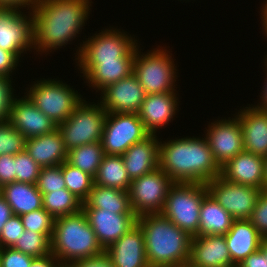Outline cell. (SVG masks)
I'll return each mask as SVG.
<instances>
[{"mask_svg":"<svg viewBox=\"0 0 267 267\" xmlns=\"http://www.w3.org/2000/svg\"><path fill=\"white\" fill-rule=\"evenodd\" d=\"M89 4V0H40L32 10L33 47L55 50L75 38L88 18Z\"/></svg>","mask_w":267,"mask_h":267,"instance_id":"obj_1","label":"cell"},{"mask_svg":"<svg viewBox=\"0 0 267 267\" xmlns=\"http://www.w3.org/2000/svg\"><path fill=\"white\" fill-rule=\"evenodd\" d=\"M202 139L185 137L163 144L159 142V167L174 182L180 183L206 184L220 176L221 167L206 138Z\"/></svg>","mask_w":267,"mask_h":267,"instance_id":"obj_2","label":"cell"},{"mask_svg":"<svg viewBox=\"0 0 267 267\" xmlns=\"http://www.w3.org/2000/svg\"><path fill=\"white\" fill-rule=\"evenodd\" d=\"M143 231L150 267H165L188 262L192 237L162 213L137 217Z\"/></svg>","mask_w":267,"mask_h":267,"instance_id":"obj_3","label":"cell"},{"mask_svg":"<svg viewBox=\"0 0 267 267\" xmlns=\"http://www.w3.org/2000/svg\"><path fill=\"white\" fill-rule=\"evenodd\" d=\"M103 251L82 210L55 218L51 253L59 262L73 263L82 258L99 255Z\"/></svg>","mask_w":267,"mask_h":267,"instance_id":"obj_4","label":"cell"},{"mask_svg":"<svg viewBox=\"0 0 267 267\" xmlns=\"http://www.w3.org/2000/svg\"><path fill=\"white\" fill-rule=\"evenodd\" d=\"M208 193L204 183L175 182L169 189L162 214L191 237L198 236L200 207Z\"/></svg>","mask_w":267,"mask_h":267,"instance_id":"obj_5","label":"cell"},{"mask_svg":"<svg viewBox=\"0 0 267 267\" xmlns=\"http://www.w3.org/2000/svg\"><path fill=\"white\" fill-rule=\"evenodd\" d=\"M85 102L82 100L73 113L57 126L67 151L102 140L108 113L101 104L91 105Z\"/></svg>","mask_w":267,"mask_h":267,"instance_id":"obj_6","label":"cell"},{"mask_svg":"<svg viewBox=\"0 0 267 267\" xmlns=\"http://www.w3.org/2000/svg\"><path fill=\"white\" fill-rule=\"evenodd\" d=\"M133 40L126 33L106 29L83 42L78 51L81 73L86 76L100 62L123 61L138 46Z\"/></svg>","mask_w":267,"mask_h":267,"instance_id":"obj_7","label":"cell"},{"mask_svg":"<svg viewBox=\"0 0 267 267\" xmlns=\"http://www.w3.org/2000/svg\"><path fill=\"white\" fill-rule=\"evenodd\" d=\"M27 93L31 102L57 126L64 122L82 101L77 91L55 80L37 81Z\"/></svg>","mask_w":267,"mask_h":267,"instance_id":"obj_8","label":"cell"},{"mask_svg":"<svg viewBox=\"0 0 267 267\" xmlns=\"http://www.w3.org/2000/svg\"><path fill=\"white\" fill-rule=\"evenodd\" d=\"M145 55V56H144ZM164 49L152 50L139 55L138 48L133 62V74L137 77L146 95L174 91V61Z\"/></svg>","mask_w":267,"mask_h":267,"instance_id":"obj_9","label":"cell"},{"mask_svg":"<svg viewBox=\"0 0 267 267\" xmlns=\"http://www.w3.org/2000/svg\"><path fill=\"white\" fill-rule=\"evenodd\" d=\"M175 182L160 168L131 180L130 206L137 217L162 213L167 194Z\"/></svg>","mask_w":267,"mask_h":267,"instance_id":"obj_10","label":"cell"},{"mask_svg":"<svg viewBox=\"0 0 267 267\" xmlns=\"http://www.w3.org/2000/svg\"><path fill=\"white\" fill-rule=\"evenodd\" d=\"M149 135L138 113H108L101 144L106 155H122Z\"/></svg>","mask_w":267,"mask_h":267,"instance_id":"obj_11","label":"cell"},{"mask_svg":"<svg viewBox=\"0 0 267 267\" xmlns=\"http://www.w3.org/2000/svg\"><path fill=\"white\" fill-rule=\"evenodd\" d=\"M209 194L234 218L249 220L262 190L215 177L206 183Z\"/></svg>","mask_w":267,"mask_h":267,"instance_id":"obj_12","label":"cell"},{"mask_svg":"<svg viewBox=\"0 0 267 267\" xmlns=\"http://www.w3.org/2000/svg\"><path fill=\"white\" fill-rule=\"evenodd\" d=\"M18 9L0 7V48L19 54L33 45V17L22 15ZM25 16V17H24ZM28 19V20H27Z\"/></svg>","mask_w":267,"mask_h":267,"instance_id":"obj_13","label":"cell"},{"mask_svg":"<svg viewBox=\"0 0 267 267\" xmlns=\"http://www.w3.org/2000/svg\"><path fill=\"white\" fill-rule=\"evenodd\" d=\"M104 251L137 224L135 213H115L97 208H82Z\"/></svg>","mask_w":267,"mask_h":267,"instance_id":"obj_14","label":"cell"},{"mask_svg":"<svg viewBox=\"0 0 267 267\" xmlns=\"http://www.w3.org/2000/svg\"><path fill=\"white\" fill-rule=\"evenodd\" d=\"M211 124L204 138L210 146L215 161L221 167L244 151L242 129L236 116L232 120H219Z\"/></svg>","mask_w":267,"mask_h":267,"instance_id":"obj_15","label":"cell"},{"mask_svg":"<svg viewBox=\"0 0 267 267\" xmlns=\"http://www.w3.org/2000/svg\"><path fill=\"white\" fill-rule=\"evenodd\" d=\"M100 104L107 113H138L146 93L132 73L102 90Z\"/></svg>","mask_w":267,"mask_h":267,"instance_id":"obj_16","label":"cell"},{"mask_svg":"<svg viewBox=\"0 0 267 267\" xmlns=\"http://www.w3.org/2000/svg\"><path fill=\"white\" fill-rule=\"evenodd\" d=\"M8 122L26 139L48 134L57 129V125L45 116L27 96L21 99L15 98Z\"/></svg>","mask_w":267,"mask_h":267,"instance_id":"obj_17","label":"cell"},{"mask_svg":"<svg viewBox=\"0 0 267 267\" xmlns=\"http://www.w3.org/2000/svg\"><path fill=\"white\" fill-rule=\"evenodd\" d=\"M105 252L115 267H150L146 257L144 234L138 224L115 241Z\"/></svg>","mask_w":267,"mask_h":267,"instance_id":"obj_18","label":"cell"},{"mask_svg":"<svg viewBox=\"0 0 267 267\" xmlns=\"http://www.w3.org/2000/svg\"><path fill=\"white\" fill-rule=\"evenodd\" d=\"M220 176L231 182L264 190V158L242 151L221 166Z\"/></svg>","mask_w":267,"mask_h":267,"instance_id":"obj_19","label":"cell"},{"mask_svg":"<svg viewBox=\"0 0 267 267\" xmlns=\"http://www.w3.org/2000/svg\"><path fill=\"white\" fill-rule=\"evenodd\" d=\"M189 261L198 267H235L223 235L192 237Z\"/></svg>","mask_w":267,"mask_h":267,"instance_id":"obj_20","label":"cell"},{"mask_svg":"<svg viewBox=\"0 0 267 267\" xmlns=\"http://www.w3.org/2000/svg\"><path fill=\"white\" fill-rule=\"evenodd\" d=\"M238 112L244 151L267 157V111L256 107H246ZM240 113V114H239Z\"/></svg>","mask_w":267,"mask_h":267,"instance_id":"obj_21","label":"cell"},{"mask_svg":"<svg viewBox=\"0 0 267 267\" xmlns=\"http://www.w3.org/2000/svg\"><path fill=\"white\" fill-rule=\"evenodd\" d=\"M121 156L130 180H134L159 167V141L155 134H150L130 146Z\"/></svg>","mask_w":267,"mask_h":267,"instance_id":"obj_22","label":"cell"},{"mask_svg":"<svg viewBox=\"0 0 267 267\" xmlns=\"http://www.w3.org/2000/svg\"><path fill=\"white\" fill-rule=\"evenodd\" d=\"M175 95L174 91H171L145 96L138 116L150 134H155L158 128L168 124L175 115L178 104Z\"/></svg>","mask_w":267,"mask_h":267,"instance_id":"obj_23","label":"cell"},{"mask_svg":"<svg viewBox=\"0 0 267 267\" xmlns=\"http://www.w3.org/2000/svg\"><path fill=\"white\" fill-rule=\"evenodd\" d=\"M224 237L235 267L248 255L257 251L264 238L249 220H234Z\"/></svg>","mask_w":267,"mask_h":267,"instance_id":"obj_24","label":"cell"},{"mask_svg":"<svg viewBox=\"0 0 267 267\" xmlns=\"http://www.w3.org/2000/svg\"><path fill=\"white\" fill-rule=\"evenodd\" d=\"M25 150L42 168L63 164L67 160V149L59 129L53 132L26 139Z\"/></svg>","mask_w":267,"mask_h":267,"instance_id":"obj_25","label":"cell"},{"mask_svg":"<svg viewBox=\"0 0 267 267\" xmlns=\"http://www.w3.org/2000/svg\"><path fill=\"white\" fill-rule=\"evenodd\" d=\"M0 194L10 205L13 215H24L43 208L42 194L35 184L14 181L3 185Z\"/></svg>","mask_w":267,"mask_h":267,"instance_id":"obj_26","label":"cell"},{"mask_svg":"<svg viewBox=\"0 0 267 267\" xmlns=\"http://www.w3.org/2000/svg\"><path fill=\"white\" fill-rule=\"evenodd\" d=\"M199 217L198 236H224L234 221V218L209 193L202 201Z\"/></svg>","mask_w":267,"mask_h":267,"instance_id":"obj_27","label":"cell"},{"mask_svg":"<svg viewBox=\"0 0 267 267\" xmlns=\"http://www.w3.org/2000/svg\"><path fill=\"white\" fill-rule=\"evenodd\" d=\"M137 47L123 61L100 62L86 76L93 87L103 90L107 86L127 78L133 73Z\"/></svg>","mask_w":267,"mask_h":267,"instance_id":"obj_28","label":"cell"},{"mask_svg":"<svg viewBox=\"0 0 267 267\" xmlns=\"http://www.w3.org/2000/svg\"><path fill=\"white\" fill-rule=\"evenodd\" d=\"M82 208H97L115 213H134L130 206L129 192L116 188L93 185Z\"/></svg>","mask_w":267,"mask_h":267,"instance_id":"obj_29","label":"cell"},{"mask_svg":"<svg viewBox=\"0 0 267 267\" xmlns=\"http://www.w3.org/2000/svg\"><path fill=\"white\" fill-rule=\"evenodd\" d=\"M94 184L128 191L131 180L121 155H104L94 176Z\"/></svg>","mask_w":267,"mask_h":267,"instance_id":"obj_30","label":"cell"},{"mask_svg":"<svg viewBox=\"0 0 267 267\" xmlns=\"http://www.w3.org/2000/svg\"><path fill=\"white\" fill-rule=\"evenodd\" d=\"M104 155L101 142H94L69 150L66 161L94 177Z\"/></svg>","mask_w":267,"mask_h":267,"instance_id":"obj_31","label":"cell"},{"mask_svg":"<svg viewBox=\"0 0 267 267\" xmlns=\"http://www.w3.org/2000/svg\"><path fill=\"white\" fill-rule=\"evenodd\" d=\"M42 203L43 208L54 218L78 213L83 204L67 188L42 194Z\"/></svg>","mask_w":267,"mask_h":267,"instance_id":"obj_32","label":"cell"},{"mask_svg":"<svg viewBox=\"0 0 267 267\" xmlns=\"http://www.w3.org/2000/svg\"><path fill=\"white\" fill-rule=\"evenodd\" d=\"M62 174L66 188L84 202L93 188L94 177L65 161L62 164Z\"/></svg>","mask_w":267,"mask_h":267,"instance_id":"obj_33","label":"cell"},{"mask_svg":"<svg viewBox=\"0 0 267 267\" xmlns=\"http://www.w3.org/2000/svg\"><path fill=\"white\" fill-rule=\"evenodd\" d=\"M12 248L33 257H43L51 254V240L45 234L25 229Z\"/></svg>","mask_w":267,"mask_h":267,"instance_id":"obj_34","label":"cell"},{"mask_svg":"<svg viewBox=\"0 0 267 267\" xmlns=\"http://www.w3.org/2000/svg\"><path fill=\"white\" fill-rule=\"evenodd\" d=\"M26 138L8 121L0 123V156L16 155L25 150Z\"/></svg>","mask_w":267,"mask_h":267,"instance_id":"obj_35","label":"cell"},{"mask_svg":"<svg viewBox=\"0 0 267 267\" xmlns=\"http://www.w3.org/2000/svg\"><path fill=\"white\" fill-rule=\"evenodd\" d=\"M20 218L26 230L45 234L52 239L55 218L44 208L21 215Z\"/></svg>","mask_w":267,"mask_h":267,"instance_id":"obj_36","label":"cell"},{"mask_svg":"<svg viewBox=\"0 0 267 267\" xmlns=\"http://www.w3.org/2000/svg\"><path fill=\"white\" fill-rule=\"evenodd\" d=\"M40 170L26 150L15 155V181L36 185Z\"/></svg>","mask_w":267,"mask_h":267,"instance_id":"obj_37","label":"cell"},{"mask_svg":"<svg viewBox=\"0 0 267 267\" xmlns=\"http://www.w3.org/2000/svg\"><path fill=\"white\" fill-rule=\"evenodd\" d=\"M36 186L41 194L66 188V183L62 174V164L42 167Z\"/></svg>","mask_w":267,"mask_h":267,"instance_id":"obj_38","label":"cell"},{"mask_svg":"<svg viewBox=\"0 0 267 267\" xmlns=\"http://www.w3.org/2000/svg\"><path fill=\"white\" fill-rule=\"evenodd\" d=\"M25 228L18 215H12L4 224L0 234V248L13 247Z\"/></svg>","mask_w":267,"mask_h":267,"instance_id":"obj_39","label":"cell"},{"mask_svg":"<svg viewBox=\"0 0 267 267\" xmlns=\"http://www.w3.org/2000/svg\"><path fill=\"white\" fill-rule=\"evenodd\" d=\"M249 221L264 238H267V190H262L259 195Z\"/></svg>","mask_w":267,"mask_h":267,"instance_id":"obj_40","label":"cell"},{"mask_svg":"<svg viewBox=\"0 0 267 267\" xmlns=\"http://www.w3.org/2000/svg\"><path fill=\"white\" fill-rule=\"evenodd\" d=\"M34 258L12 247L0 248V267H30Z\"/></svg>","mask_w":267,"mask_h":267,"instance_id":"obj_41","label":"cell"},{"mask_svg":"<svg viewBox=\"0 0 267 267\" xmlns=\"http://www.w3.org/2000/svg\"><path fill=\"white\" fill-rule=\"evenodd\" d=\"M11 87L9 77H0V123L8 121L15 100Z\"/></svg>","mask_w":267,"mask_h":267,"instance_id":"obj_42","label":"cell"},{"mask_svg":"<svg viewBox=\"0 0 267 267\" xmlns=\"http://www.w3.org/2000/svg\"><path fill=\"white\" fill-rule=\"evenodd\" d=\"M15 181V155L0 156V188Z\"/></svg>","mask_w":267,"mask_h":267,"instance_id":"obj_43","label":"cell"},{"mask_svg":"<svg viewBox=\"0 0 267 267\" xmlns=\"http://www.w3.org/2000/svg\"><path fill=\"white\" fill-rule=\"evenodd\" d=\"M75 267H115L109 255L103 251L101 254L74 261Z\"/></svg>","mask_w":267,"mask_h":267,"instance_id":"obj_44","label":"cell"},{"mask_svg":"<svg viewBox=\"0 0 267 267\" xmlns=\"http://www.w3.org/2000/svg\"><path fill=\"white\" fill-rule=\"evenodd\" d=\"M18 60L12 52L0 48V77L10 78V73L17 66Z\"/></svg>","mask_w":267,"mask_h":267,"instance_id":"obj_45","label":"cell"},{"mask_svg":"<svg viewBox=\"0 0 267 267\" xmlns=\"http://www.w3.org/2000/svg\"><path fill=\"white\" fill-rule=\"evenodd\" d=\"M237 267H267V259L262 251L258 249L248 255Z\"/></svg>","mask_w":267,"mask_h":267,"instance_id":"obj_46","label":"cell"},{"mask_svg":"<svg viewBox=\"0 0 267 267\" xmlns=\"http://www.w3.org/2000/svg\"><path fill=\"white\" fill-rule=\"evenodd\" d=\"M40 0H0V7H5V8H13L19 10V8L26 7V5L30 6L33 10V8L37 5V3ZM31 4V5H30Z\"/></svg>","mask_w":267,"mask_h":267,"instance_id":"obj_47","label":"cell"},{"mask_svg":"<svg viewBox=\"0 0 267 267\" xmlns=\"http://www.w3.org/2000/svg\"><path fill=\"white\" fill-rule=\"evenodd\" d=\"M58 262L59 260L51 253L43 257H35L32 260L30 267H56L57 264L55 263Z\"/></svg>","mask_w":267,"mask_h":267,"instance_id":"obj_48","label":"cell"},{"mask_svg":"<svg viewBox=\"0 0 267 267\" xmlns=\"http://www.w3.org/2000/svg\"><path fill=\"white\" fill-rule=\"evenodd\" d=\"M13 215L12 209L4 197L0 194V234L2 227Z\"/></svg>","mask_w":267,"mask_h":267,"instance_id":"obj_49","label":"cell"},{"mask_svg":"<svg viewBox=\"0 0 267 267\" xmlns=\"http://www.w3.org/2000/svg\"><path fill=\"white\" fill-rule=\"evenodd\" d=\"M266 80H267V78H266ZM266 85L264 86L265 87V89H264V93H263V96L261 97L262 98V105H257V106H255L256 108H259V109H262V110H266L267 111V81H266V83H265Z\"/></svg>","mask_w":267,"mask_h":267,"instance_id":"obj_50","label":"cell"},{"mask_svg":"<svg viewBox=\"0 0 267 267\" xmlns=\"http://www.w3.org/2000/svg\"><path fill=\"white\" fill-rule=\"evenodd\" d=\"M259 249L262 251L264 257L267 259V238H263Z\"/></svg>","mask_w":267,"mask_h":267,"instance_id":"obj_51","label":"cell"},{"mask_svg":"<svg viewBox=\"0 0 267 267\" xmlns=\"http://www.w3.org/2000/svg\"><path fill=\"white\" fill-rule=\"evenodd\" d=\"M262 21H263V26H267V1H266V4L263 5V8H262Z\"/></svg>","mask_w":267,"mask_h":267,"instance_id":"obj_52","label":"cell"},{"mask_svg":"<svg viewBox=\"0 0 267 267\" xmlns=\"http://www.w3.org/2000/svg\"><path fill=\"white\" fill-rule=\"evenodd\" d=\"M264 190H267V157L264 158Z\"/></svg>","mask_w":267,"mask_h":267,"instance_id":"obj_53","label":"cell"},{"mask_svg":"<svg viewBox=\"0 0 267 267\" xmlns=\"http://www.w3.org/2000/svg\"><path fill=\"white\" fill-rule=\"evenodd\" d=\"M165 267H198V266H195L190 261H188V262H184V263H180L176 265H168Z\"/></svg>","mask_w":267,"mask_h":267,"instance_id":"obj_54","label":"cell"},{"mask_svg":"<svg viewBox=\"0 0 267 267\" xmlns=\"http://www.w3.org/2000/svg\"><path fill=\"white\" fill-rule=\"evenodd\" d=\"M56 267H75V265L73 263H57Z\"/></svg>","mask_w":267,"mask_h":267,"instance_id":"obj_55","label":"cell"},{"mask_svg":"<svg viewBox=\"0 0 267 267\" xmlns=\"http://www.w3.org/2000/svg\"><path fill=\"white\" fill-rule=\"evenodd\" d=\"M265 28H264V31H265V33H266V35H267V26H264Z\"/></svg>","mask_w":267,"mask_h":267,"instance_id":"obj_56","label":"cell"}]
</instances>
